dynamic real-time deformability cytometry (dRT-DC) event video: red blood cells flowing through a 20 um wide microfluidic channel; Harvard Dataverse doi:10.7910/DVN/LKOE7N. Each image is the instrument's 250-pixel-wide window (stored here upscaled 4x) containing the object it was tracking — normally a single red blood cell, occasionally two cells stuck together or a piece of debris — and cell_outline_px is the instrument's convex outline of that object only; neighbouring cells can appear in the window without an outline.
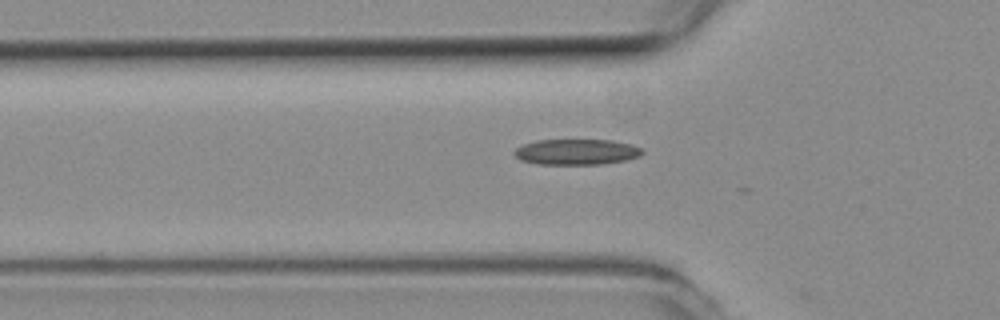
{"species": "common noctule bat (a hibernating species)", "species_latin": "Nyctalus noctula", "temperature_condition": "room temperature", "stored_images_in_passage": 3, "camera_frame_rate_fps": 3000, "um_per_image_px": 0.085, "animal": {"sex": "female", "body_mass_g": 19.3, "forearm_length_mm": 54.1}, "frame": {"image": 1, "passage_image": 2, "time_ms": 0.333, "image_size_px": [1000, 320], "cell_outline_px": [[644, 152], [640, 156], [624, 160], [604, 164], [536, 164], [520, 160], [512, 152], [516, 148], [524, 144], [536, 140], [612, 140], [632, 144], [640, 148]], "centroid_in_image_um": [48.99, 12.91], "position_along_channel_um": 76.8, "area_um2": 19.19}}